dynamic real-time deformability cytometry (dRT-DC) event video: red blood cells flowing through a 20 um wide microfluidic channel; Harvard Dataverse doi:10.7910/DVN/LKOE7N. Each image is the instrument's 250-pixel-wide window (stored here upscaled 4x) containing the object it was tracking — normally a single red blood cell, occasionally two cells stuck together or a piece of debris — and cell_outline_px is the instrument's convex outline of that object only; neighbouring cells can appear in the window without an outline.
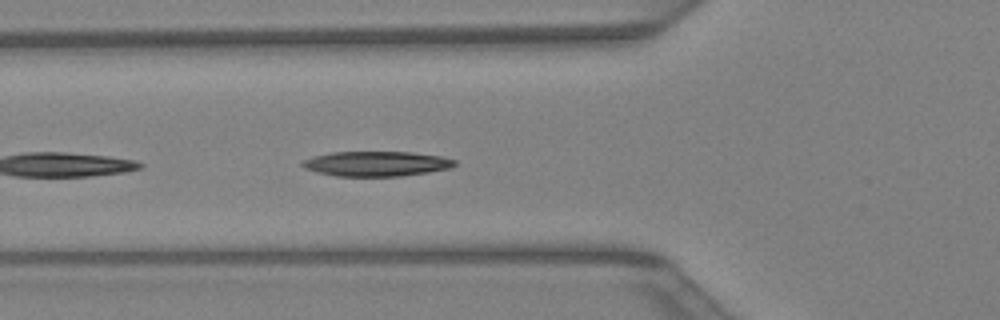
{"species": "Egyptian fruit bat (a non-hibernating species)", "species_latin": "Rousettus aegyptiacus", "temperature_condition": "warm", "stored_images_in_passage": 10, "camera_frame_rate_fps": 3000, "um_per_image_px": 0.085, "animal": {"sex": "female"}, "frame": {"image": 1, "passage_image": 7, "time_ms": 2.0, "image_size_px": [1000, 320], "cell_outline_px": [[456, 164], [448, 168], [428, 172], [400, 176], [336, 176], [316, 172], [304, 168], [300, 164], [304, 160], [312, 156], [332, 152], [412, 152], [440, 156], [456, 160]], "centroid_in_image_um": [31.95, 13.91], "position_along_channel_um": 93.8, "area_um2": 22.08}}